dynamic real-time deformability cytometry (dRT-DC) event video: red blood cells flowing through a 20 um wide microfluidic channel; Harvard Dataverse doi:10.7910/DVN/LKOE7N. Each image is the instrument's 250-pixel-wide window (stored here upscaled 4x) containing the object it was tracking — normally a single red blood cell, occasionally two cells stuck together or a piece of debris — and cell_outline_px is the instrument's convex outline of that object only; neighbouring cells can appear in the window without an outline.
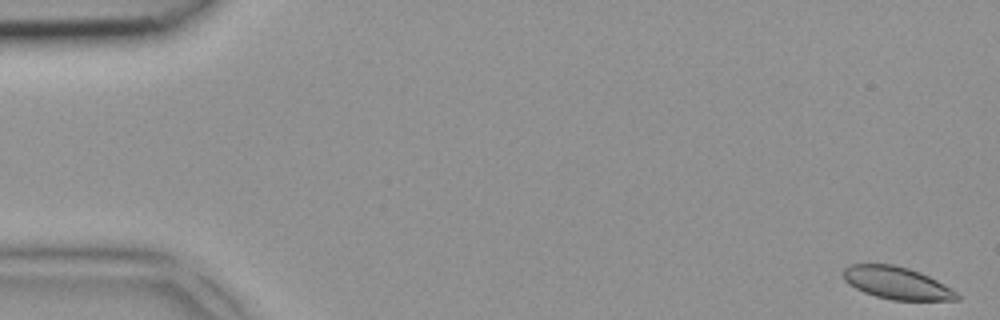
{"species": "common noctule bat (a hibernating species)", "species_latin": "Nyctalus noctula", "temperature_condition": "room temperature", "stored_images_in_passage": 4, "camera_frame_rate_fps": 3000, "um_per_image_px": 0.085, "animal": {"sex": "female", "body_mass_g": 18.4}, "frame": {"image": 1, "passage_image": 1, "time_ms": 0.0, "image_size_px": [1000, 320], "cell_outline_px": [[960, 300], [892, 300], [876, 296], [864, 292], [848, 284], [844, 280], [840, 272], [848, 264], [892, 264], [908, 268], [920, 272], [952, 288], [960, 296]], "centroid_in_image_um": [76.19, 24.05], "position_along_channel_um": 8.8, "area_um2": 21.56}}